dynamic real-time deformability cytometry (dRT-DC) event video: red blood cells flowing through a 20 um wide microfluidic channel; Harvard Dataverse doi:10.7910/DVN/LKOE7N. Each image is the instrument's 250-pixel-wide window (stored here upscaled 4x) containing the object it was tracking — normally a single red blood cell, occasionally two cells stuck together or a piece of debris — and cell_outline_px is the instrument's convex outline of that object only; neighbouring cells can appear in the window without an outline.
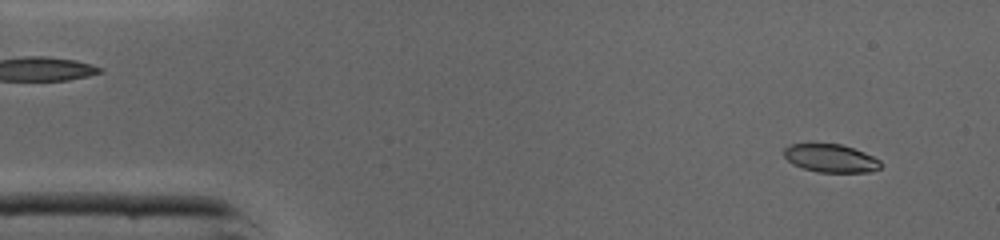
{"species": "common noctule bat (a hibernating species)", "species_latin": "Nyctalus noctula", "temperature_condition": "cold", "stored_images_in_passage": 45, "camera_frame_rate_fps": 3000, "um_per_image_px": 0.085, "animal": {"sex": "male", "body_mass_g": 19.0, "forearm_length_mm": 50.8}, "frame": {"image": 1, "passage_image": 3, "time_ms": 0.667, "image_size_px": [1000, 240], "cell_outline_px": [[884, 164], [880, 168], [872, 172], [816, 172], [792, 164], [784, 156], [784, 148], [788, 144], [840, 144], [864, 152], [880, 160]], "centroid_in_image_um": [70.63, 13.46], "position_along_channel_um": 14.4, "area_um2": 15.9}}
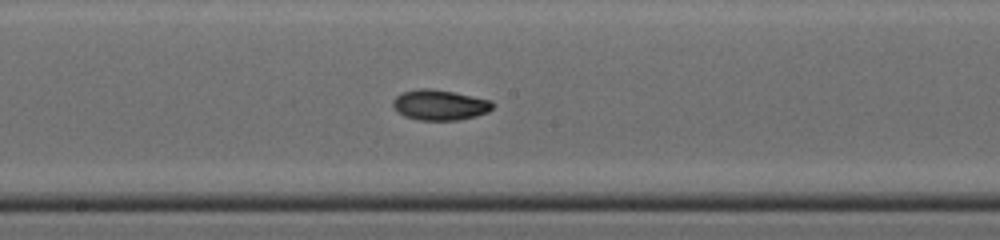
{"frame": {"image": 2, "passage_image": 23, "time_ms": 7.333, "image_size_px": [1000, 240], "cell_outline_px": [[496, 104], [488, 112], [476, 116], [460, 120], [420, 120], [404, 116], [396, 112], [392, 104], [392, 100], [400, 92], [420, 88], [432, 88], [492, 100]], "centroid_in_image_um": [37.37, 8.92], "position_along_channel_um": 210.8, "area_um2": 17.92}}
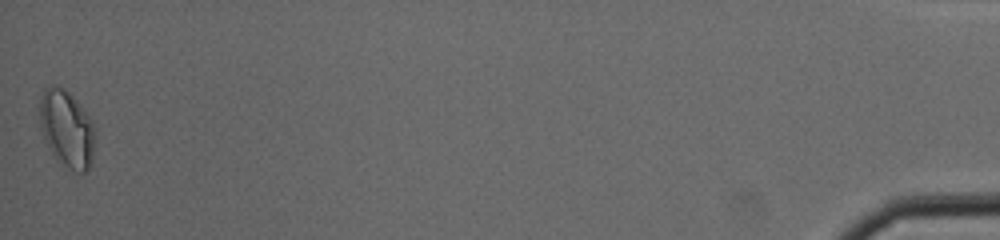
{"frame": {"image": 3, "passage_image": 45, "time_ms": 14.667, "image_size_px": [1000, 240], "cell_outline_px": [[96, 136], [92, 160], [88, 168], [84, 172], [76, 172], [60, 164], [56, 160], [40, 128], [40, 100], [44, 88], [52, 84], [68, 92], [76, 100], [92, 120], [96, 132]], "centroid_in_image_um": [5.7, 10.96], "position_along_channel_um": 429.5, "area_um2": 24.85}, "authors_computed_cell_mechanics": {"area_um2": 17.2244, "velocity_mm_per_s": 4.3574, "shape_relaxation_time_tau1_ms": 6.3678, "shape_relaxation_time_tau2_ms": 3.5833, "deformation_change_tau1": 0.1974, "deformation_change_tau2": 0.0769}}